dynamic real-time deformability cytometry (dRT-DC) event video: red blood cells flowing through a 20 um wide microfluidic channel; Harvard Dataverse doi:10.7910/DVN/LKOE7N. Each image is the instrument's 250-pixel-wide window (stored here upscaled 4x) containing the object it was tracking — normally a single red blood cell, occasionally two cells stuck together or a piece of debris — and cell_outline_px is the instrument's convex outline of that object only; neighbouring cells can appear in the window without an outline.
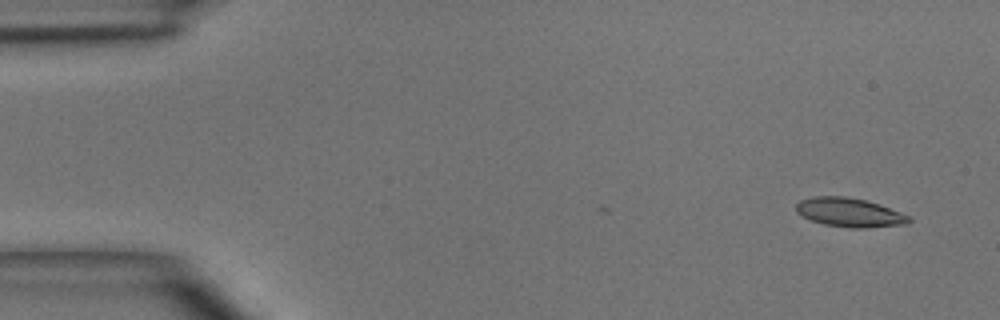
{"species": "common noctule bat (a hibernating species)", "species_latin": "Nyctalus noctula", "temperature_condition": "room temperature", "stored_images_in_passage": 4, "camera_frame_rate_fps": 3000, "um_per_image_px": 0.085, "animal": {"sex": "male", "body_mass_g": 15.6}, "frame": {"image": 1, "passage_image": 1, "time_ms": 0.0, "image_size_px": [1000, 320], "cell_outline_px": [[912, 220], [908, 224], [868, 228], [848, 228], [824, 224], [812, 220], [796, 212], [796, 204], [800, 200], [816, 196], [844, 196], [864, 200], [880, 204], [912, 216]], "centroid_in_image_um": [72.27, 18.07], "position_along_channel_um": 12.7, "area_um2": 19.19}}
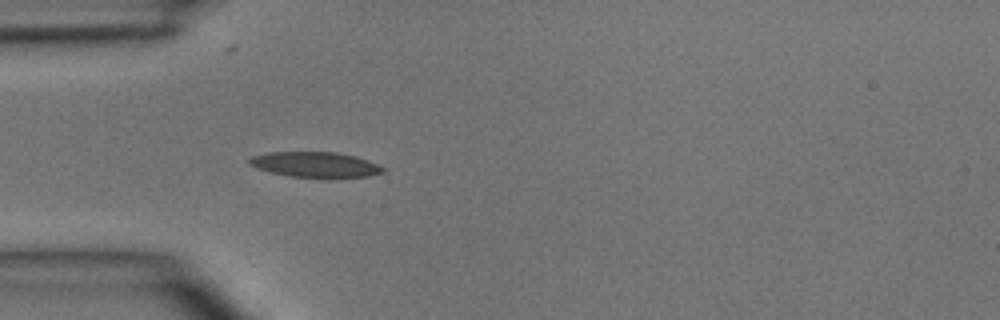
{"frame": {"image": 2, "passage_image": 4, "time_ms": 3.667, "image_size_px": [1000, 320], "cell_outline_px": [[388, 168], [384, 172], [368, 176], [328, 180], [288, 176], [256, 168], [248, 164], [248, 160], [252, 156], [268, 152], [336, 152], [356, 156], [368, 160]], "centroid_in_image_um": [26.86, 14.02], "position_along_channel_um": 58.1, "area_um2": 20.58}}